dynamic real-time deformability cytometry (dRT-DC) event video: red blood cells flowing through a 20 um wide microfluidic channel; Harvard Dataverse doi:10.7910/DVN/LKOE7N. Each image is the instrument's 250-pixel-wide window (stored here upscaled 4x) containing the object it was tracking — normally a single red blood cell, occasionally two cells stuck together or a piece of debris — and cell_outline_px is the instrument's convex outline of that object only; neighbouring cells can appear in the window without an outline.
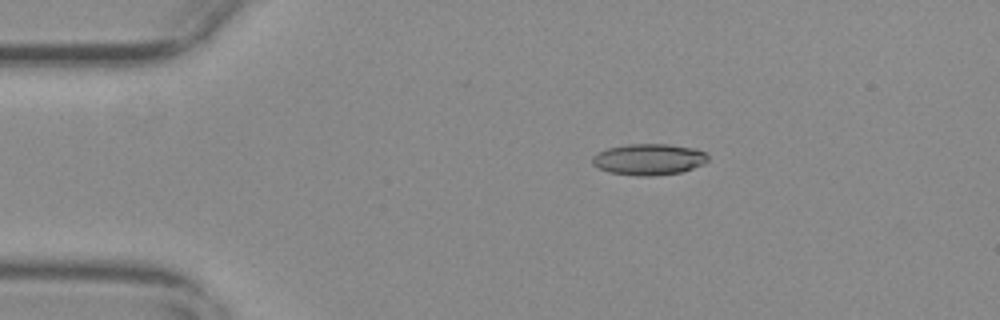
{"species": "common noctule bat (a hibernating species)", "species_latin": "Nyctalus noctula", "temperature_condition": "warm", "stored_images_in_passage": 56, "camera_frame_rate_fps": 3000, "um_per_image_px": 0.085, "animal": {"sex": "female", "body_mass_g": 29.2, "forearm_length_mm": 56.3}, "frame": {"image": 1, "passage_image": 11, "time_ms": 3.333, "image_size_px": [1000, 320], "cell_outline_px": [[708, 160], [704, 164], [680, 172], [652, 176], [636, 176], [608, 172], [592, 164], [592, 156], [596, 152], [608, 148], [628, 144], [668, 144], [696, 148], [704, 152], [708, 156]], "centroid_in_image_um": [55.14, 13.54], "position_along_channel_um": 29.9, "area_um2": 21.15}}
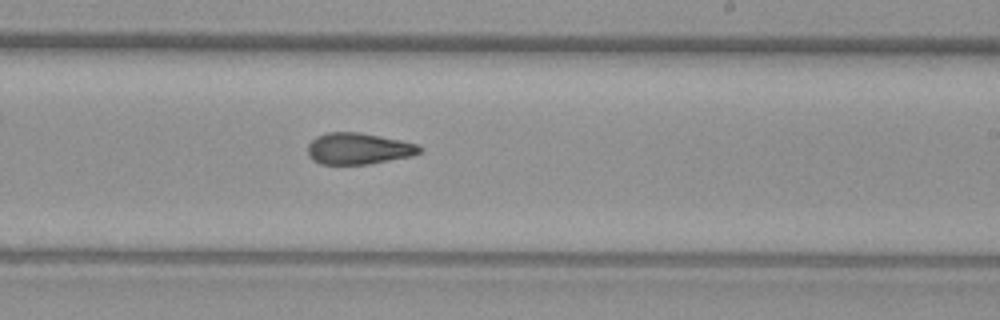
{"frame": {"image": 2, "passage_image": 34, "time_ms": 11.0, "image_size_px": [1000, 320], "cell_outline_px": [[424, 148], [420, 152], [412, 156], [368, 164], [320, 164], [312, 160], [308, 156], [308, 144], [316, 136], [328, 132], [360, 132], [400, 140], [416, 144]], "centroid_in_image_um": [30.45, 12.63], "position_along_channel_um": 258.6, "area_um2": 20.52}}
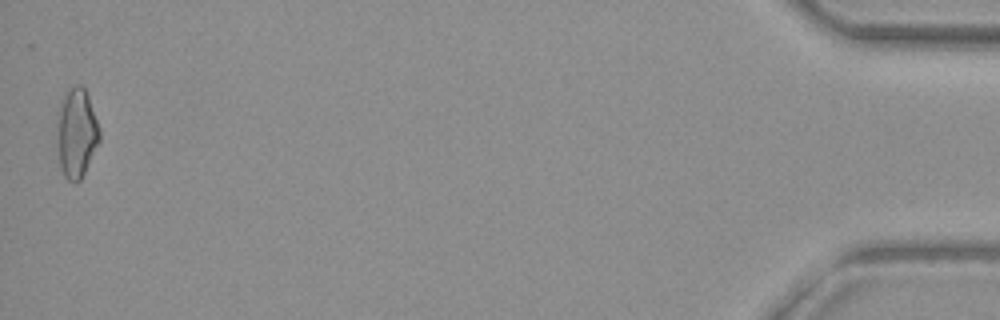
{"frame": {"image": 3, "passage_image": 56, "time_ms": 18.333, "image_size_px": [1000, 320], "cell_outline_px": [[100, 140], [80, 180], [68, 180], [64, 176], [60, 168], [56, 124], [56, 112], [64, 96], [76, 84], [80, 84], [84, 88], [88, 96], [100, 128]], "centroid_in_image_um": [6.49, 11.28], "position_along_channel_um": 428.7, "area_um2": 21.96}, "authors_computed_cell_mechanics": {"area_um2": 20.7213, "velocity_mm_per_s": 3.6913, "shape_relaxation_time_tau1_ms": null, "shape_relaxation_time_tau2_ms": 3.8001, "deformation_change_tau1": null, "deformation_change_tau2": 0.1221}}